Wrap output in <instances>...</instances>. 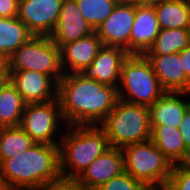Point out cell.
<instances>
[{
	"instance_id": "6da1fadb",
	"label": "cell",
	"mask_w": 190,
	"mask_h": 190,
	"mask_svg": "<svg viewBox=\"0 0 190 190\" xmlns=\"http://www.w3.org/2000/svg\"><path fill=\"white\" fill-rule=\"evenodd\" d=\"M57 98L67 125H99L114 109L116 87L87 79L80 73L64 74L58 82Z\"/></svg>"
},
{
	"instance_id": "7a4b0ae2",
	"label": "cell",
	"mask_w": 190,
	"mask_h": 190,
	"mask_svg": "<svg viewBox=\"0 0 190 190\" xmlns=\"http://www.w3.org/2000/svg\"><path fill=\"white\" fill-rule=\"evenodd\" d=\"M8 190H36L61 178L59 145L35 143L25 152L0 164Z\"/></svg>"
},
{
	"instance_id": "3957f363",
	"label": "cell",
	"mask_w": 190,
	"mask_h": 190,
	"mask_svg": "<svg viewBox=\"0 0 190 190\" xmlns=\"http://www.w3.org/2000/svg\"><path fill=\"white\" fill-rule=\"evenodd\" d=\"M65 128L67 132L59 134L62 135L59 143L60 176L76 180L111 146L104 130L98 125H69Z\"/></svg>"
},
{
	"instance_id": "277c9868",
	"label": "cell",
	"mask_w": 190,
	"mask_h": 190,
	"mask_svg": "<svg viewBox=\"0 0 190 190\" xmlns=\"http://www.w3.org/2000/svg\"><path fill=\"white\" fill-rule=\"evenodd\" d=\"M114 148L151 139L149 109L118 99L114 109L99 124Z\"/></svg>"
},
{
	"instance_id": "5b68a950",
	"label": "cell",
	"mask_w": 190,
	"mask_h": 190,
	"mask_svg": "<svg viewBox=\"0 0 190 190\" xmlns=\"http://www.w3.org/2000/svg\"><path fill=\"white\" fill-rule=\"evenodd\" d=\"M117 90L119 99L147 107L166 92L149 60L139 54H129L124 60Z\"/></svg>"
},
{
	"instance_id": "8992f818",
	"label": "cell",
	"mask_w": 190,
	"mask_h": 190,
	"mask_svg": "<svg viewBox=\"0 0 190 190\" xmlns=\"http://www.w3.org/2000/svg\"><path fill=\"white\" fill-rule=\"evenodd\" d=\"M124 170L151 189H165L173 165L151 139L122 148Z\"/></svg>"
},
{
	"instance_id": "52a82bcc",
	"label": "cell",
	"mask_w": 190,
	"mask_h": 190,
	"mask_svg": "<svg viewBox=\"0 0 190 190\" xmlns=\"http://www.w3.org/2000/svg\"><path fill=\"white\" fill-rule=\"evenodd\" d=\"M6 61L7 71L34 70L51 76L57 83L64 76L61 49L50 36L33 35Z\"/></svg>"
},
{
	"instance_id": "ba28073f",
	"label": "cell",
	"mask_w": 190,
	"mask_h": 190,
	"mask_svg": "<svg viewBox=\"0 0 190 190\" xmlns=\"http://www.w3.org/2000/svg\"><path fill=\"white\" fill-rule=\"evenodd\" d=\"M59 124L65 122L57 98L46 103L26 104L19 126L35 143L59 145L58 138H62L56 136L59 128L62 127Z\"/></svg>"
},
{
	"instance_id": "9c48e42d",
	"label": "cell",
	"mask_w": 190,
	"mask_h": 190,
	"mask_svg": "<svg viewBox=\"0 0 190 190\" xmlns=\"http://www.w3.org/2000/svg\"><path fill=\"white\" fill-rule=\"evenodd\" d=\"M135 19V4L120 0L109 17L95 30L103 46L121 47L129 53V40Z\"/></svg>"
},
{
	"instance_id": "30bf717a",
	"label": "cell",
	"mask_w": 190,
	"mask_h": 190,
	"mask_svg": "<svg viewBox=\"0 0 190 190\" xmlns=\"http://www.w3.org/2000/svg\"><path fill=\"white\" fill-rule=\"evenodd\" d=\"M63 0H19L17 17L36 36H50L57 24Z\"/></svg>"
},
{
	"instance_id": "8fae6325",
	"label": "cell",
	"mask_w": 190,
	"mask_h": 190,
	"mask_svg": "<svg viewBox=\"0 0 190 190\" xmlns=\"http://www.w3.org/2000/svg\"><path fill=\"white\" fill-rule=\"evenodd\" d=\"M9 81L26 104L46 103L57 99L58 83L49 75L34 71H7Z\"/></svg>"
},
{
	"instance_id": "7c38bea8",
	"label": "cell",
	"mask_w": 190,
	"mask_h": 190,
	"mask_svg": "<svg viewBox=\"0 0 190 190\" xmlns=\"http://www.w3.org/2000/svg\"><path fill=\"white\" fill-rule=\"evenodd\" d=\"M129 53L121 47L103 46L80 74L87 79L118 88L124 60Z\"/></svg>"
},
{
	"instance_id": "4fadbf2b",
	"label": "cell",
	"mask_w": 190,
	"mask_h": 190,
	"mask_svg": "<svg viewBox=\"0 0 190 190\" xmlns=\"http://www.w3.org/2000/svg\"><path fill=\"white\" fill-rule=\"evenodd\" d=\"M124 171L122 149L110 147L96 158L76 181L85 190H97L103 183L108 182Z\"/></svg>"
},
{
	"instance_id": "5bb4252c",
	"label": "cell",
	"mask_w": 190,
	"mask_h": 190,
	"mask_svg": "<svg viewBox=\"0 0 190 190\" xmlns=\"http://www.w3.org/2000/svg\"><path fill=\"white\" fill-rule=\"evenodd\" d=\"M93 28L86 22L75 0H63L52 41L61 48L64 44L84 38L93 33Z\"/></svg>"
},
{
	"instance_id": "9a60e30c",
	"label": "cell",
	"mask_w": 190,
	"mask_h": 190,
	"mask_svg": "<svg viewBox=\"0 0 190 190\" xmlns=\"http://www.w3.org/2000/svg\"><path fill=\"white\" fill-rule=\"evenodd\" d=\"M160 32L154 5H135V19L129 40V54L144 55Z\"/></svg>"
},
{
	"instance_id": "2e32d148",
	"label": "cell",
	"mask_w": 190,
	"mask_h": 190,
	"mask_svg": "<svg viewBox=\"0 0 190 190\" xmlns=\"http://www.w3.org/2000/svg\"><path fill=\"white\" fill-rule=\"evenodd\" d=\"M151 63L162 88L166 92L190 93V80L186 77L179 53L145 55Z\"/></svg>"
},
{
	"instance_id": "e0dca14e",
	"label": "cell",
	"mask_w": 190,
	"mask_h": 190,
	"mask_svg": "<svg viewBox=\"0 0 190 190\" xmlns=\"http://www.w3.org/2000/svg\"><path fill=\"white\" fill-rule=\"evenodd\" d=\"M102 47V41L95 31L84 38L64 44L60 48L64 74L81 73L92 63Z\"/></svg>"
},
{
	"instance_id": "ac0fdd59",
	"label": "cell",
	"mask_w": 190,
	"mask_h": 190,
	"mask_svg": "<svg viewBox=\"0 0 190 190\" xmlns=\"http://www.w3.org/2000/svg\"><path fill=\"white\" fill-rule=\"evenodd\" d=\"M190 95L185 92H165L153 105L149 106L151 125H165L179 128L183 116L190 107V101H185L180 96Z\"/></svg>"
},
{
	"instance_id": "d6986e66",
	"label": "cell",
	"mask_w": 190,
	"mask_h": 190,
	"mask_svg": "<svg viewBox=\"0 0 190 190\" xmlns=\"http://www.w3.org/2000/svg\"><path fill=\"white\" fill-rule=\"evenodd\" d=\"M151 141L172 165L178 164L187 150L179 128L151 125Z\"/></svg>"
},
{
	"instance_id": "ffe728a7",
	"label": "cell",
	"mask_w": 190,
	"mask_h": 190,
	"mask_svg": "<svg viewBox=\"0 0 190 190\" xmlns=\"http://www.w3.org/2000/svg\"><path fill=\"white\" fill-rule=\"evenodd\" d=\"M32 36L33 34L17 16L0 17V55L5 60Z\"/></svg>"
},
{
	"instance_id": "44dd1931",
	"label": "cell",
	"mask_w": 190,
	"mask_h": 190,
	"mask_svg": "<svg viewBox=\"0 0 190 190\" xmlns=\"http://www.w3.org/2000/svg\"><path fill=\"white\" fill-rule=\"evenodd\" d=\"M25 106L21 95L8 81L0 93V127L19 126Z\"/></svg>"
},
{
	"instance_id": "7402d4cb",
	"label": "cell",
	"mask_w": 190,
	"mask_h": 190,
	"mask_svg": "<svg viewBox=\"0 0 190 190\" xmlns=\"http://www.w3.org/2000/svg\"><path fill=\"white\" fill-rule=\"evenodd\" d=\"M190 45L187 28L160 29L154 44L144 55H167L179 53Z\"/></svg>"
},
{
	"instance_id": "603a6c76",
	"label": "cell",
	"mask_w": 190,
	"mask_h": 190,
	"mask_svg": "<svg viewBox=\"0 0 190 190\" xmlns=\"http://www.w3.org/2000/svg\"><path fill=\"white\" fill-rule=\"evenodd\" d=\"M154 7L160 29L187 28V0H164Z\"/></svg>"
},
{
	"instance_id": "cb8c5ba5",
	"label": "cell",
	"mask_w": 190,
	"mask_h": 190,
	"mask_svg": "<svg viewBox=\"0 0 190 190\" xmlns=\"http://www.w3.org/2000/svg\"><path fill=\"white\" fill-rule=\"evenodd\" d=\"M35 142L20 127H0V164L29 149Z\"/></svg>"
},
{
	"instance_id": "d4e9b609",
	"label": "cell",
	"mask_w": 190,
	"mask_h": 190,
	"mask_svg": "<svg viewBox=\"0 0 190 190\" xmlns=\"http://www.w3.org/2000/svg\"><path fill=\"white\" fill-rule=\"evenodd\" d=\"M86 22L95 31L103 23L120 0H75Z\"/></svg>"
},
{
	"instance_id": "484cf974",
	"label": "cell",
	"mask_w": 190,
	"mask_h": 190,
	"mask_svg": "<svg viewBox=\"0 0 190 190\" xmlns=\"http://www.w3.org/2000/svg\"><path fill=\"white\" fill-rule=\"evenodd\" d=\"M97 190H151V188L124 171L108 182L103 183Z\"/></svg>"
},
{
	"instance_id": "4316f807",
	"label": "cell",
	"mask_w": 190,
	"mask_h": 190,
	"mask_svg": "<svg viewBox=\"0 0 190 190\" xmlns=\"http://www.w3.org/2000/svg\"><path fill=\"white\" fill-rule=\"evenodd\" d=\"M165 190H190V168L173 165Z\"/></svg>"
},
{
	"instance_id": "83f0119b",
	"label": "cell",
	"mask_w": 190,
	"mask_h": 190,
	"mask_svg": "<svg viewBox=\"0 0 190 190\" xmlns=\"http://www.w3.org/2000/svg\"><path fill=\"white\" fill-rule=\"evenodd\" d=\"M36 190H85L76 180L74 179H63L60 178L57 181L50 182Z\"/></svg>"
},
{
	"instance_id": "f1b7e54d",
	"label": "cell",
	"mask_w": 190,
	"mask_h": 190,
	"mask_svg": "<svg viewBox=\"0 0 190 190\" xmlns=\"http://www.w3.org/2000/svg\"><path fill=\"white\" fill-rule=\"evenodd\" d=\"M19 0H0V17L11 18L18 15Z\"/></svg>"
},
{
	"instance_id": "f546056e",
	"label": "cell",
	"mask_w": 190,
	"mask_h": 190,
	"mask_svg": "<svg viewBox=\"0 0 190 190\" xmlns=\"http://www.w3.org/2000/svg\"><path fill=\"white\" fill-rule=\"evenodd\" d=\"M179 129L184 139L186 149L190 148V107L185 112Z\"/></svg>"
},
{
	"instance_id": "4dcf8cb0",
	"label": "cell",
	"mask_w": 190,
	"mask_h": 190,
	"mask_svg": "<svg viewBox=\"0 0 190 190\" xmlns=\"http://www.w3.org/2000/svg\"><path fill=\"white\" fill-rule=\"evenodd\" d=\"M180 58L185 75L190 80V45L180 52Z\"/></svg>"
},
{
	"instance_id": "1f68e13d",
	"label": "cell",
	"mask_w": 190,
	"mask_h": 190,
	"mask_svg": "<svg viewBox=\"0 0 190 190\" xmlns=\"http://www.w3.org/2000/svg\"><path fill=\"white\" fill-rule=\"evenodd\" d=\"M178 165L181 168H186L189 169L190 168V148H188L185 153L183 158L178 162Z\"/></svg>"
},
{
	"instance_id": "d6a6232c",
	"label": "cell",
	"mask_w": 190,
	"mask_h": 190,
	"mask_svg": "<svg viewBox=\"0 0 190 190\" xmlns=\"http://www.w3.org/2000/svg\"><path fill=\"white\" fill-rule=\"evenodd\" d=\"M135 5H155L164 0H127Z\"/></svg>"
},
{
	"instance_id": "836d02e7",
	"label": "cell",
	"mask_w": 190,
	"mask_h": 190,
	"mask_svg": "<svg viewBox=\"0 0 190 190\" xmlns=\"http://www.w3.org/2000/svg\"><path fill=\"white\" fill-rule=\"evenodd\" d=\"M0 75H8L7 61L0 55Z\"/></svg>"
},
{
	"instance_id": "e575fe53",
	"label": "cell",
	"mask_w": 190,
	"mask_h": 190,
	"mask_svg": "<svg viewBox=\"0 0 190 190\" xmlns=\"http://www.w3.org/2000/svg\"><path fill=\"white\" fill-rule=\"evenodd\" d=\"M9 81V75H0V93L4 85Z\"/></svg>"
},
{
	"instance_id": "d590c367",
	"label": "cell",
	"mask_w": 190,
	"mask_h": 190,
	"mask_svg": "<svg viewBox=\"0 0 190 190\" xmlns=\"http://www.w3.org/2000/svg\"><path fill=\"white\" fill-rule=\"evenodd\" d=\"M188 3V25H187V29L190 32V0H187Z\"/></svg>"
},
{
	"instance_id": "8d00e7d4",
	"label": "cell",
	"mask_w": 190,
	"mask_h": 190,
	"mask_svg": "<svg viewBox=\"0 0 190 190\" xmlns=\"http://www.w3.org/2000/svg\"><path fill=\"white\" fill-rule=\"evenodd\" d=\"M0 190H8L4 181H3V177L0 174Z\"/></svg>"
}]
</instances>
